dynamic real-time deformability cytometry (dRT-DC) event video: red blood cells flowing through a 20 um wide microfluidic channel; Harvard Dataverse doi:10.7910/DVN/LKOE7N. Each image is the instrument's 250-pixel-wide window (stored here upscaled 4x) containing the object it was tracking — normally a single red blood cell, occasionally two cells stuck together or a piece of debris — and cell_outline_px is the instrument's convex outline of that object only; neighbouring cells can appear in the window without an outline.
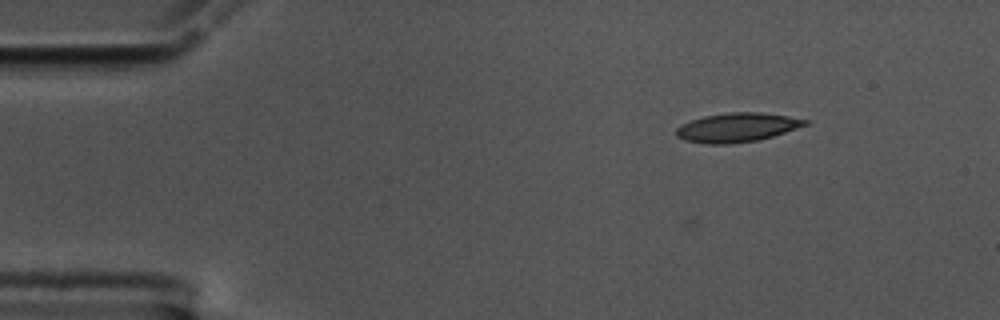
{"species": "common noctule bat (a hibernating species)", "species_latin": "Nyctalus noctula", "temperature_condition": "cold", "stored_images_in_passage": 2, "camera_frame_rate_fps": 3000, "um_per_image_px": 0.085, "animal": {"sex": "male", "body_mass_g": 17.5, "forearm_length_mm": 52.3}, "frame": {"image": 1, "passage_image": 2, "time_ms": 0.333, "image_size_px": [1000, 320], "cell_outline_px": [[808, 124], [772, 136], [756, 140], [728, 144], [708, 144], [684, 140], [676, 136], [676, 128], [692, 120], [704, 116], [728, 112], [760, 112], [788, 116], [808, 120]], "centroid_in_image_um": [62.63, 10.83], "position_along_channel_um": 22.4, "area_um2": 21.56}}